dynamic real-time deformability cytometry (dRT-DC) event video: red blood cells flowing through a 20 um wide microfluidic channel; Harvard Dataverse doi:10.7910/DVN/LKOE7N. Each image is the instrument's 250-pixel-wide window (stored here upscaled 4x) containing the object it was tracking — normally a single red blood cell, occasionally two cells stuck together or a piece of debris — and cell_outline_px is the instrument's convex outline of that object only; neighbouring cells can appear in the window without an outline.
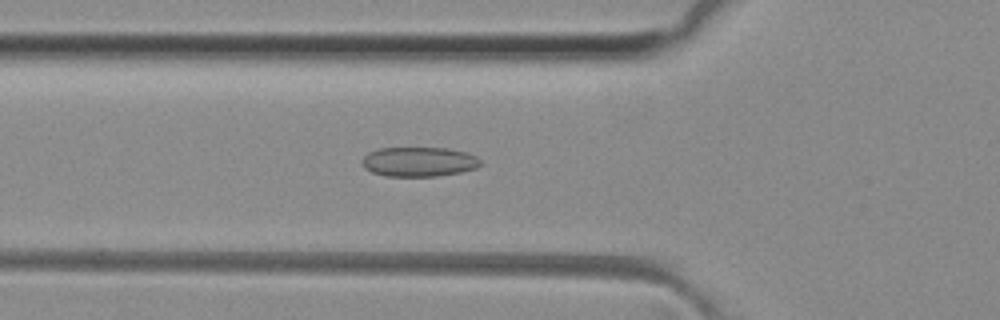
{"species": "common noctule bat (a hibernating species)", "species_latin": "Nyctalus noctula", "temperature_condition": "room temperature", "stored_images_in_passage": 33, "camera_frame_rate_fps": 3000, "um_per_image_px": 0.085, "animal": {"sex": "female", "body_mass_g": 29.2, "forearm_length_mm": 56.3}, "frame": {"image": 1, "passage_image": 6, "time_ms": 1.667, "image_size_px": [1000, 320], "cell_outline_px": [[480, 164], [476, 168], [460, 172], [436, 176], [384, 176], [372, 172], [364, 168], [364, 156], [368, 152], [380, 148], [448, 148], [468, 152], [476, 156], [480, 160]], "centroid_in_image_um": [35.62, 13.74], "position_along_channel_um": 90.2, "area_um2": 20.35}}
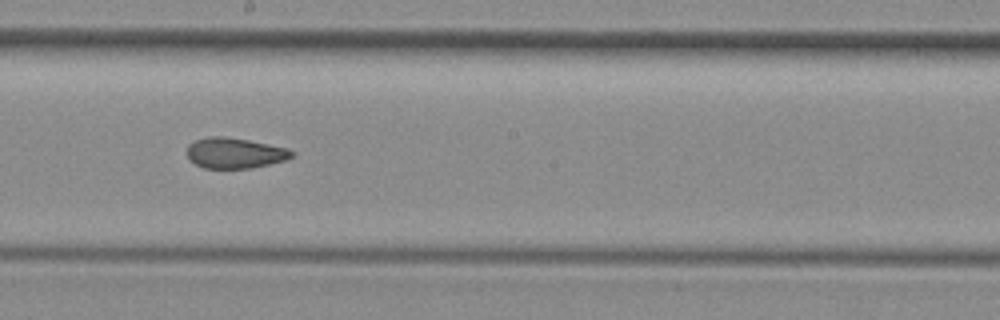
{"frame": {"image": 2, "passage_image": 16, "time_ms": 5.0, "image_size_px": [1000, 320], "cell_outline_px": [[292, 156], [284, 160], [268, 164], [248, 168], [204, 168], [196, 164], [188, 156], [188, 144], [196, 140], [208, 136], [224, 136], [248, 140], [288, 148], [292, 152]], "centroid_in_image_um": [19.93, 12.99], "position_along_channel_um": 228.3, "area_um2": 18.32}}
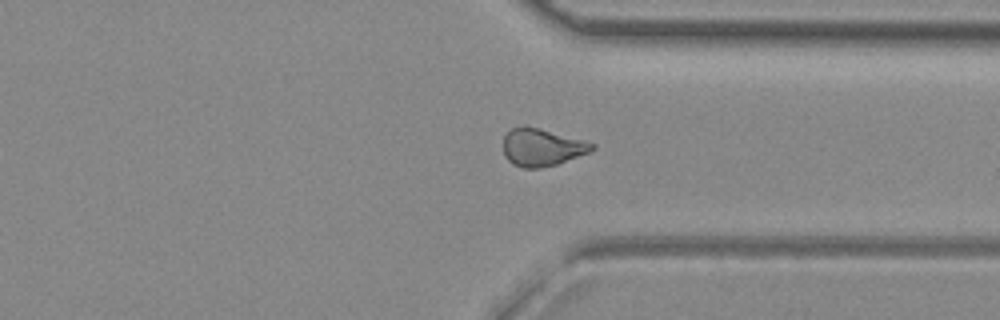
{"frame": {"image": 3, "passage_image": 26, "time_ms": 8.333, "image_size_px": [1000, 320], "cell_outline_px": [[596, 148], [588, 152], [556, 164], [540, 168], [524, 168], [512, 164], [504, 156], [504, 136], [512, 128], [520, 124], [524, 124], [596, 144]], "centroid_in_image_um": [46.01, 12.51], "position_along_channel_um": 365.4, "area_um2": 19.25}}